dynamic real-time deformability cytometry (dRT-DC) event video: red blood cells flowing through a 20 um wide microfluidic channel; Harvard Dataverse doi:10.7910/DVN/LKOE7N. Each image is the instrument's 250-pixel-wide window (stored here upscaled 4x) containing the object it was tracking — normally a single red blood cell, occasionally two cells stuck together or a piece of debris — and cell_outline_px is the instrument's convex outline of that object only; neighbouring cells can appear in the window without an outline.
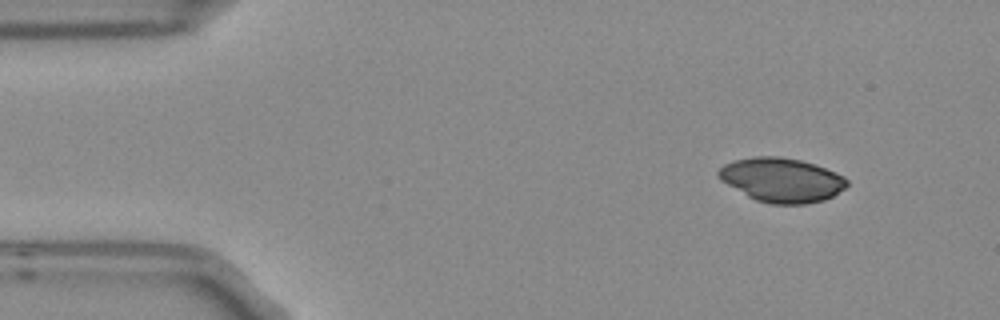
{"species": "Egyptian fruit bat (a non-hibernating species)", "species_latin": "Rousettus aegyptiacus", "temperature_condition": "room temperature", "stored_images_in_passage": 3, "camera_frame_rate_fps": 3000, "um_per_image_px": 0.085, "frame": {"image": 1, "passage_image": 1, "time_ms": 0.0, "image_size_px": [1000, 320], "cell_outline_px": [[848, 184], [844, 188], [832, 196], [824, 200], [808, 204], [772, 204], [756, 200], [748, 196], [720, 180], [716, 176], [716, 172], [724, 164], [732, 160], [752, 156], [780, 156], [800, 160], [836, 172], [844, 176], [848, 180]], "centroid_in_image_um": [66.41, 15.29], "position_along_channel_um": 18.6, "area_um2": 33.18}}
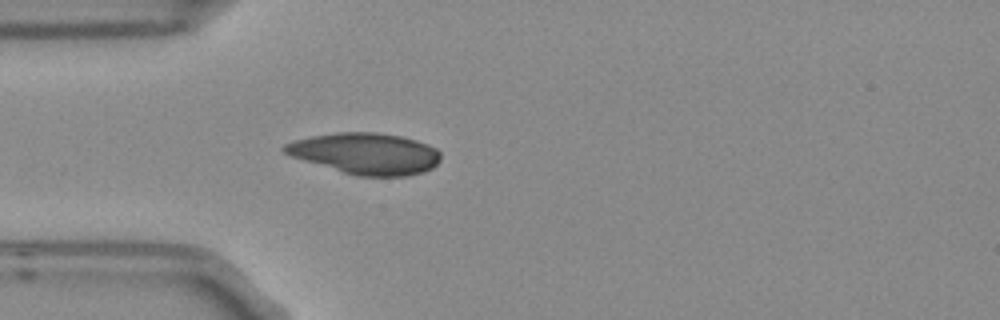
{"frame": {"image": 2, "passage_image": 3, "time_ms": 0.667, "image_size_px": [1000, 320], "cell_outline_px": [[440, 160], [432, 168], [424, 172], [408, 176], [360, 176], [344, 172], [292, 156], [284, 152], [280, 148], [284, 144], [296, 140], [312, 136], [336, 132], [376, 132], [400, 136], [416, 140], [428, 144], [436, 148], [440, 152]], "centroid_in_image_um": [31.11, 13.04], "position_along_channel_um": 53.9, "area_um2": 37.28}}